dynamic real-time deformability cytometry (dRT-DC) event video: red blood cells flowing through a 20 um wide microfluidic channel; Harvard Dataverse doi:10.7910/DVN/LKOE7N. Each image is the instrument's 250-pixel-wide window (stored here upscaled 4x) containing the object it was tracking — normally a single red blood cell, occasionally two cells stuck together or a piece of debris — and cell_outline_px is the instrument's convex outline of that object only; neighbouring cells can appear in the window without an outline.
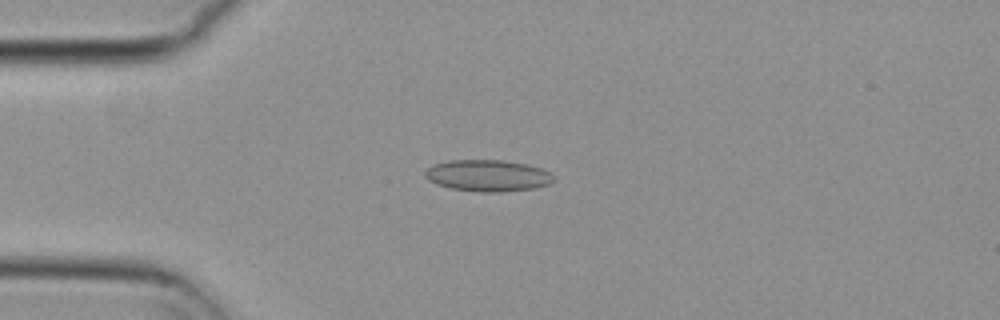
{"species": "common noctule bat (a hibernating species)", "species_latin": "Nyctalus noctula", "temperature_condition": "cold", "stored_images_in_passage": 38, "camera_frame_rate_fps": 3000, "um_per_image_px": 0.085, "animal": {"sex": "female", "body_mass_g": 29.2, "forearm_length_mm": 56.3}, "frame": {"image": 1, "passage_image": 2, "time_ms": 0.333, "image_size_px": [1000, 320], "cell_outline_px": [[556, 180], [548, 184], [532, 188], [500, 192], [480, 192], [452, 188], [436, 184], [428, 180], [424, 176], [424, 172], [432, 164], [448, 160], [504, 160], [528, 164], [540, 168], [548, 172]], "centroid_in_image_um": [41.42, 14.91], "position_along_channel_um": 43.6, "area_um2": 23.64}}
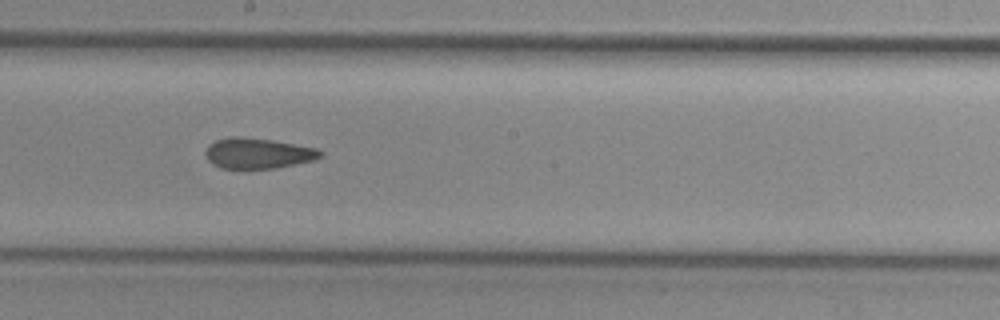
{"frame": {"image": 2, "passage_image": 18, "time_ms": 5.667, "image_size_px": [1000, 320], "cell_outline_px": [[324, 156], [316, 160], [276, 168], [220, 168], [212, 164], [208, 160], [204, 152], [208, 144], [216, 140], [232, 136], [240, 136], [272, 140], [316, 148], [324, 152]], "centroid_in_image_um": [21.93, 13.03], "position_along_channel_um": 226.3, "area_um2": 20.63}}
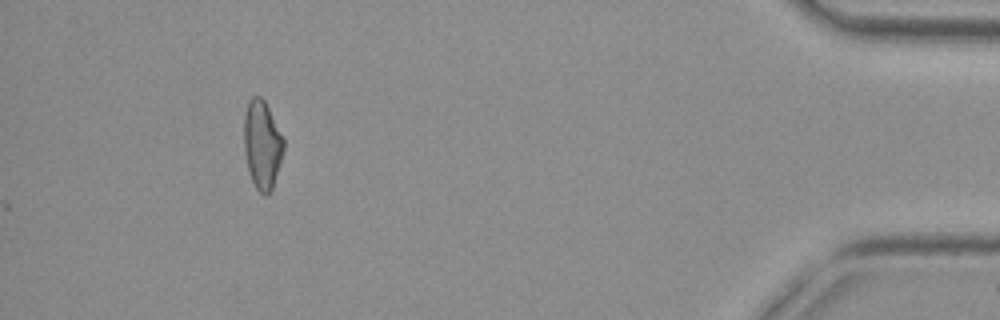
{"frame": {"image": 3, "passage_image": 38, "time_ms": 12.333, "image_size_px": [1000, 320], "cell_outline_px": [[284, 148], [272, 188], [264, 196], [256, 188], [252, 180], [248, 168], [244, 152], [244, 116], [248, 100], [252, 96], [260, 96], [264, 100], [284, 140]], "centroid_in_image_um": [22.26, 12.27], "position_along_channel_um": 412.9, "area_um2": 20.06}, "authors_computed_cell_mechanics": {"area_um2": 20.7213, "velocity_mm_per_s": 3.8048, "shape_relaxation_time_tau1_ms": null, "shape_relaxation_time_tau2_ms": 3.3702, "deformation_change_tau1": null, "deformation_change_tau2": 0.1105}}